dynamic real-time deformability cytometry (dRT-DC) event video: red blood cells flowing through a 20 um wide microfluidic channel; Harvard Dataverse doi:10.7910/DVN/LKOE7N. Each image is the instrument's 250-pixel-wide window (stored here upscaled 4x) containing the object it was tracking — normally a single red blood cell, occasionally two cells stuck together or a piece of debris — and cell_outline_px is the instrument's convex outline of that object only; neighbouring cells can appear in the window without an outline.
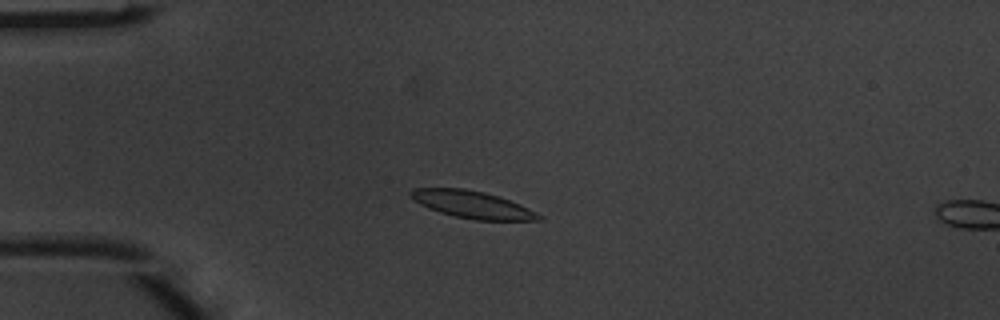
{"species": "common noctule bat (a hibernating species)", "species_latin": "Nyctalus noctula", "temperature_condition": "warm", "stored_images_in_passage": 4, "camera_frame_rate_fps": 3000, "um_per_image_px": 0.085, "animal": {"sex": "male", "body_mass_g": 20.1, "forearm_length_mm": 53.5}, "frame": {"image": 1, "passage_image": 3, "time_ms": 0.667, "image_size_px": [1000, 320], "cell_outline_px": [[544, 220], [472, 220], [440, 212], [428, 208], [420, 204], [408, 192], [412, 188], [464, 188], [484, 192], [500, 196], [520, 204], [544, 216]], "centroid_in_image_um": [40.19, 17.39], "position_along_channel_um": 44.8, "area_um2": 20.35}}